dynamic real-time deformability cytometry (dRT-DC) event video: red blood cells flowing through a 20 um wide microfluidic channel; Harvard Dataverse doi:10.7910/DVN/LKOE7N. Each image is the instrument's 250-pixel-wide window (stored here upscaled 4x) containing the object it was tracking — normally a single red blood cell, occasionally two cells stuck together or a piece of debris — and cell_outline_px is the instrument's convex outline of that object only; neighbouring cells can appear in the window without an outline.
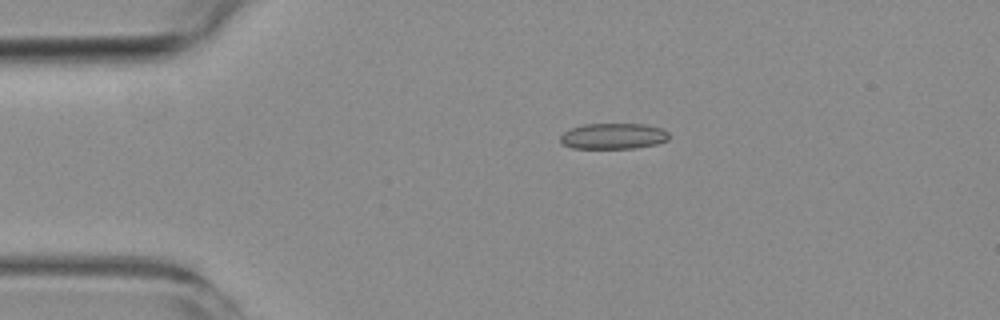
{"species": "common noctule bat (a hibernating species)", "species_latin": "Nyctalus noctula", "temperature_condition": "room temperature", "stored_images_in_passage": 5, "camera_frame_rate_fps": 3000, "um_per_image_px": 0.085, "animal": {"sex": "female", "body_mass_g": 19.3, "forearm_length_mm": 54.1}, "frame": {"image": 1, "passage_image": 5, "time_ms": 4.667, "image_size_px": [1000, 320], "cell_outline_px": [[668, 140], [656, 144], [636, 148], [572, 148], [564, 144], [560, 140], [560, 136], [564, 132], [572, 128], [584, 124], [644, 124], [660, 128], [668, 132]], "centroid_in_image_um": [52.14, 11.57], "position_along_channel_um": 32.9, "area_um2": 16.24}}